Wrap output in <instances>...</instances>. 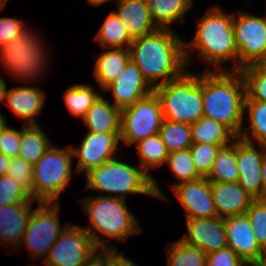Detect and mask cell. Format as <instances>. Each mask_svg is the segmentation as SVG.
<instances>
[{
    "instance_id": "1",
    "label": "cell",
    "mask_w": 266,
    "mask_h": 266,
    "mask_svg": "<svg viewBox=\"0 0 266 266\" xmlns=\"http://www.w3.org/2000/svg\"><path fill=\"white\" fill-rule=\"evenodd\" d=\"M184 42L175 30L158 28L151 34L133 39L129 47L131 60L155 88L187 71Z\"/></svg>"
},
{
    "instance_id": "2",
    "label": "cell",
    "mask_w": 266,
    "mask_h": 266,
    "mask_svg": "<svg viewBox=\"0 0 266 266\" xmlns=\"http://www.w3.org/2000/svg\"><path fill=\"white\" fill-rule=\"evenodd\" d=\"M187 66L194 61L197 53L199 61L213 68L205 70L238 71V51L235 45L233 14L224 12L218 5L211 7L197 20L196 31L190 42H184ZM192 54V55H191ZM232 62L224 67L225 62Z\"/></svg>"
},
{
    "instance_id": "3",
    "label": "cell",
    "mask_w": 266,
    "mask_h": 266,
    "mask_svg": "<svg viewBox=\"0 0 266 266\" xmlns=\"http://www.w3.org/2000/svg\"><path fill=\"white\" fill-rule=\"evenodd\" d=\"M245 82L240 71L202 73L203 116L216 120L239 136L244 121Z\"/></svg>"
},
{
    "instance_id": "4",
    "label": "cell",
    "mask_w": 266,
    "mask_h": 266,
    "mask_svg": "<svg viewBox=\"0 0 266 266\" xmlns=\"http://www.w3.org/2000/svg\"><path fill=\"white\" fill-rule=\"evenodd\" d=\"M84 175V190L102 192V196L126 200L128 194H134L153 196L168 203L171 201L161 191L153 175L148 174L140 165L123 162L122 157L115 156Z\"/></svg>"
},
{
    "instance_id": "5",
    "label": "cell",
    "mask_w": 266,
    "mask_h": 266,
    "mask_svg": "<svg viewBox=\"0 0 266 266\" xmlns=\"http://www.w3.org/2000/svg\"><path fill=\"white\" fill-rule=\"evenodd\" d=\"M80 203L90 221V226L83 228L89 233L97 248H116L110 243L109 238L124 243L129 236L143 231L124 199L98 194L83 197Z\"/></svg>"
},
{
    "instance_id": "6",
    "label": "cell",
    "mask_w": 266,
    "mask_h": 266,
    "mask_svg": "<svg viewBox=\"0 0 266 266\" xmlns=\"http://www.w3.org/2000/svg\"><path fill=\"white\" fill-rule=\"evenodd\" d=\"M164 119L185 124L203 117L202 73L188 70L179 78L154 88Z\"/></svg>"
},
{
    "instance_id": "7",
    "label": "cell",
    "mask_w": 266,
    "mask_h": 266,
    "mask_svg": "<svg viewBox=\"0 0 266 266\" xmlns=\"http://www.w3.org/2000/svg\"><path fill=\"white\" fill-rule=\"evenodd\" d=\"M37 32L27 28L0 49V64L9 76L19 82H35L43 77L49 57ZM40 77V78H39Z\"/></svg>"
},
{
    "instance_id": "8",
    "label": "cell",
    "mask_w": 266,
    "mask_h": 266,
    "mask_svg": "<svg viewBox=\"0 0 266 266\" xmlns=\"http://www.w3.org/2000/svg\"><path fill=\"white\" fill-rule=\"evenodd\" d=\"M68 146L52 144L34 165L33 199L38 203L59 202L61 194L70 184L73 152L71 145Z\"/></svg>"
},
{
    "instance_id": "9",
    "label": "cell",
    "mask_w": 266,
    "mask_h": 266,
    "mask_svg": "<svg viewBox=\"0 0 266 266\" xmlns=\"http://www.w3.org/2000/svg\"><path fill=\"white\" fill-rule=\"evenodd\" d=\"M32 210L26 232L18 248L23 244L32 258L45 259L51 246L69 224L61 229L59 202H39Z\"/></svg>"
},
{
    "instance_id": "10",
    "label": "cell",
    "mask_w": 266,
    "mask_h": 266,
    "mask_svg": "<svg viewBox=\"0 0 266 266\" xmlns=\"http://www.w3.org/2000/svg\"><path fill=\"white\" fill-rule=\"evenodd\" d=\"M164 117L155 92L121 109L120 140L124 145L159 134Z\"/></svg>"
},
{
    "instance_id": "11",
    "label": "cell",
    "mask_w": 266,
    "mask_h": 266,
    "mask_svg": "<svg viewBox=\"0 0 266 266\" xmlns=\"http://www.w3.org/2000/svg\"><path fill=\"white\" fill-rule=\"evenodd\" d=\"M232 13L238 71L246 66L266 64V17L243 10Z\"/></svg>"
},
{
    "instance_id": "12",
    "label": "cell",
    "mask_w": 266,
    "mask_h": 266,
    "mask_svg": "<svg viewBox=\"0 0 266 266\" xmlns=\"http://www.w3.org/2000/svg\"><path fill=\"white\" fill-rule=\"evenodd\" d=\"M96 249L83 226L69 223L42 262L45 266H83Z\"/></svg>"
},
{
    "instance_id": "13",
    "label": "cell",
    "mask_w": 266,
    "mask_h": 266,
    "mask_svg": "<svg viewBox=\"0 0 266 266\" xmlns=\"http://www.w3.org/2000/svg\"><path fill=\"white\" fill-rule=\"evenodd\" d=\"M78 147L71 146L73 157L78 160L76 173H87L117 154L120 147V133L87 132Z\"/></svg>"
},
{
    "instance_id": "14",
    "label": "cell",
    "mask_w": 266,
    "mask_h": 266,
    "mask_svg": "<svg viewBox=\"0 0 266 266\" xmlns=\"http://www.w3.org/2000/svg\"><path fill=\"white\" fill-rule=\"evenodd\" d=\"M171 185V186H170ZM181 203L185 218H211L217 216L210 182L206 177L193 181L169 184Z\"/></svg>"
},
{
    "instance_id": "15",
    "label": "cell",
    "mask_w": 266,
    "mask_h": 266,
    "mask_svg": "<svg viewBox=\"0 0 266 266\" xmlns=\"http://www.w3.org/2000/svg\"><path fill=\"white\" fill-rule=\"evenodd\" d=\"M265 156L266 146L251 143L238 136L236 137V159L239 171L238 183L251 196L259 200H261L262 184L261 163Z\"/></svg>"
},
{
    "instance_id": "16",
    "label": "cell",
    "mask_w": 266,
    "mask_h": 266,
    "mask_svg": "<svg viewBox=\"0 0 266 266\" xmlns=\"http://www.w3.org/2000/svg\"><path fill=\"white\" fill-rule=\"evenodd\" d=\"M227 246L246 264L257 265L266 253L256 241L246 213L224 218Z\"/></svg>"
},
{
    "instance_id": "17",
    "label": "cell",
    "mask_w": 266,
    "mask_h": 266,
    "mask_svg": "<svg viewBox=\"0 0 266 266\" xmlns=\"http://www.w3.org/2000/svg\"><path fill=\"white\" fill-rule=\"evenodd\" d=\"M186 234L180 239L191 246L203 250L206 254L227 247L224 218H186Z\"/></svg>"
},
{
    "instance_id": "18",
    "label": "cell",
    "mask_w": 266,
    "mask_h": 266,
    "mask_svg": "<svg viewBox=\"0 0 266 266\" xmlns=\"http://www.w3.org/2000/svg\"><path fill=\"white\" fill-rule=\"evenodd\" d=\"M105 91L112 92L113 104L122 109L154 92V88L142 75L141 70L130 60L119 78L109 84Z\"/></svg>"
},
{
    "instance_id": "19",
    "label": "cell",
    "mask_w": 266,
    "mask_h": 266,
    "mask_svg": "<svg viewBox=\"0 0 266 266\" xmlns=\"http://www.w3.org/2000/svg\"><path fill=\"white\" fill-rule=\"evenodd\" d=\"M45 100L44 90L26 84L10 89L7 87L4 102L16 116L26 120L25 125H39L35 118L41 114Z\"/></svg>"
},
{
    "instance_id": "20",
    "label": "cell",
    "mask_w": 266,
    "mask_h": 266,
    "mask_svg": "<svg viewBox=\"0 0 266 266\" xmlns=\"http://www.w3.org/2000/svg\"><path fill=\"white\" fill-rule=\"evenodd\" d=\"M32 204L18 203L0 207V244L7 250L8 247L13 251L18 250L33 210Z\"/></svg>"
},
{
    "instance_id": "21",
    "label": "cell",
    "mask_w": 266,
    "mask_h": 266,
    "mask_svg": "<svg viewBox=\"0 0 266 266\" xmlns=\"http://www.w3.org/2000/svg\"><path fill=\"white\" fill-rule=\"evenodd\" d=\"M217 216L226 218L244 214L255 200L238 182H210Z\"/></svg>"
},
{
    "instance_id": "22",
    "label": "cell",
    "mask_w": 266,
    "mask_h": 266,
    "mask_svg": "<svg viewBox=\"0 0 266 266\" xmlns=\"http://www.w3.org/2000/svg\"><path fill=\"white\" fill-rule=\"evenodd\" d=\"M115 6V13L133 39L151 34L158 29L145 0H116Z\"/></svg>"
},
{
    "instance_id": "23",
    "label": "cell",
    "mask_w": 266,
    "mask_h": 266,
    "mask_svg": "<svg viewBox=\"0 0 266 266\" xmlns=\"http://www.w3.org/2000/svg\"><path fill=\"white\" fill-rule=\"evenodd\" d=\"M82 120L88 132L120 133L121 109L101 95Z\"/></svg>"
},
{
    "instance_id": "24",
    "label": "cell",
    "mask_w": 266,
    "mask_h": 266,
    "mask_svg": "<svg viewBox=\"0 0 266 266\" xmlns=\"http://www.w3.org/2000/svg\"><path fill=\"white\" fill-rule=\"evenodd\" d=\"M103 50L106 51L98 55L93 72L95 81L102 90L119 78L131 60L129 49L103 48Z\"/></svg>"
},
{
    "instance_id": "25",
    "label": "cell",
    "mask_w": 266,
    "mask_h": 266,
    "mask_svg": "<svg viewBox=\"0 0 266 266\" xmlns=\"http://www.w3.org/2000/svg\"><path fill=\"white\" fill-rule=\"evenodd\" d=\"M150 16L159 29H172L175 22L185 23L194 0H145Z\"/></svg>"
},
{
    "instance_id": "26",
    "label": "cell",
    "mask_w": 266,
    "mask_h": 266,
    "mask_svg": "<svg viewBox=\"0 0 266 266\" xmlns=\"http://www.w3.org/2000/svg\"><path fill=\"white\" fill-rule=\"evenodd\" d=\"M52 142L39 125H22L21 145L18 156L35 165L39 158L50 148Z\"/></svg>"
},
{
    "instance_id": "27",
    "label": "cell",
    "mask_w": 266,
    "mask_h": 266,
    "mask_svg": "<svg viewBox=\"0 0 266 266\" xmlns=\"http://www.w3.org/2000/svg\"><path fill=\"white\" fill-rule=\"evenodd\" d=\"M244 115H246L249 125L247 128L242 127L238 137L251 143L266 146V103L245 100Z\"/></svg>"
},
{
    "instance_id": "28",
    "label": "cell",
    "mask_w": 266,
    "mask_h": 266,
    "mask_svg": "<svg viewBox=\"0 0 266 266\" xmlns=\"http://www.w3.org/2000/svg\"><path fill=\"white\" fill-rule=\"evenodd\" d=\"M192 143L230 145L237 137L229 128L214 119L201 117L191 124Z\"/></svg>"
},
{
    "instance_id": "29",
    "label": "cell",
    "mask_w": 266,
    "mask_h": 266,
    "mask_svg": "<svg viewBox=\"0 0 266 266\" xmlns=\"http://www.w3.org/2000/svg\"><path fill=\"white\" fill-rule=\"evenodd\" d=\"M239 171L236 159V138L228 146H223L217 152L213 165L206 176L209 182L236 183Z\"/></svg>"
},
{
    "instance_id": "30",
    "label": "cell",
    "mask_w": 266,
    "mask_h": 266,
    "mask_svg": "<svg viewBox=\"0 0 266 266\" xmlns=\"http://www.w3.org/2000/svg\"><path fill=\"white\" fill-rule=\"evenodd\" d=\"M95 40L102 48L129 49L133 38L128 34L118 15L112 10L100 26Z\"/></svg>"
},
{
    "instance_id": "31",
    "label": "cell",
    "mask_w": 266,
    "mask_h": 266,
    "mask_svg": "<svg viewBox=\"0 0 266 266\" xmlns=\"http://www.w3.org/2000/svg\"><path fill=\"white\" fill-rule=\"evenodd\" d=\"M101 94L89 84L70 85L63 92V99L66 108L77 118L83 119L88 109L95 103Z\"/></svg>"
},
{
    "instance_id": "32",
    "label": "cell",
    "mask_w": 266,
    "mask_h": 266,
    "mask_svg": "<svg viewBox=\"0 0 266 266\" xmlns=\"http://www.w3.org/2000/svg\"><path fill=\"white\" fill-rule=\"evenodd\" d=\"M140 165L148 174L149 170L160 168L167 161L169 152L159 134L147 137L135 143Z\"/></svg>"
},
{
    "instance_id": "33",
    "label": "cell",
    "mask_w": 266,
    "mask_h": 266,
    "mask_svg": "<svg viewBox=\"0 0 266 266\" xmlns=\"http://www.w3.org/2000/svg\"><path fill=\"white\" fill-rule=\"evenodd\" d=\"M167 266H206L207 254L181 239L166 246Z\"/></svg>"
},
{
    "instance_id": "34",
    "label": "cell",
    "mask_w": 266,
    "mask_h": 266,
    "mask_svg": "<svg viewBox=\"0 0 266 266\" xmlns=\"http://www.w3.org/2000/svg\"><path fill=\"white\" fill-rule=\"evenodd\" d=\"M159 135L169 153L189 149L193 144L189 124L164 119Z\"/></svg>"
},
{
    "instance_id": "35",
    "label": "cell",
    "mask_w": 266,
    "mask_h": 266,
    "mask_svg": "<svg viewBox=\"0 0 266 266\" xmlns=\"http://www.w3.org/2000/svg\"><path fill=\"white\" fill-rule=\"evenodd\" d=\"M240 73L245 82V100L266 103V64L246 66Z\"/></svg>"
},
{
    "instance_id": "36",
    "label": "cell",
    "mask_w": 266,
    "mask_h": 266,
    "mask_svg": "<svg viewBox=\"0 0 266 266\" xmlns=\"http://www.w3.org/2000/svg\"><path fill=\"white\" fill-rule=\"evenodd\" d=\"M165 164H167L175 179L179 180L176 183L201 178L197 173L189 149L169 153Z\"/></svg>"
},
{
    "instance_id": "37",
    "label": "cell",
    "mask_w": 266,
    "mask_h": 266,
    "mask_svg": "<svg viewBox=\"0 0 266 266\" xmlns=\"http://www.w3.org/2000/svg\"><path fill=\"white\" fill-rule=\"evenodd\" d=\"M31 194L8 174L0 176V207L18 203H34Z\"/></svg>"
},
{
    "instance_id": "38",
    "label": "cell",
    "mask_w": 266,
    "mask_h": 266,
    "mask_svg": "<svg viewBox=\"0 0 266 266\" xmlns=\"http://www.w3.org/2000/svg\"><path fill=\"white\" fill-rule=\"evenodd\" d=\"M223 144L193 143L189 148L197 173L206 177Z\"/></svg>"
},
{
    "instance_id": "39",
    "label": "cell",
    "mask_w": 266,
    "mask_h": 266,
    "mask_svg": "<svg viewBox=\"0 0 266 266\" xmlns=\"http://www.w3.org/2000/svg\"><path fill=\"white\" fill-rule=\"evenodd\" d=\"M259 246L266 252V201L255 199L245 212Z\"/></svg>"
},
{
    "instance_id": "40",
    "label": "cell",
    "mask_w": 266,
    "mask_h": 266,
    "mask_svg": "<svg viewBox=\"0 0 266 266\" xmlns=\"http://www.w3.org/2000/svg\"><path fill=\"white\" fill-rule=\"evenodd\" d=\"M6 174L14 178L20 185H22L33 198V164L26 162L19 156L12 157Z\"/></svg>"
},
{
    "instance_id": "41",
    "label": "cell",
    "mask_w": 266,
    "mask_h": 266,
    "mask_svg": "<svg viewBox=\"0 0 266 266\" xmlns=\"http://www.w3.org/2000/svg\"><path fill=\"white\" fill-rule=\"evenodd\" d=\"M25 24L20 18L0 17V49L22 34L27 29Z\"/></svg>"
},
{
    "instance_id": "42",
    "label": "cell",
    "mask_w": 266,
    "mask_h": 266,
    "mask_svg": "<svg viewBox=\"0 0 266 266\" xmlns=\"http://www.w3.org/2000/svg\"><path fill=\"white\" fill-rule=\"evenodd\" d=\"M21 145V130L6 125L0 132V152L9 157L18 156Z\"/></svg>"
},
{
    "instance_id": "43",
    "label": "cell",
    "mask_w": 266,
    "mask_h": 266,
    "mask_svg": "<svg viewBox=\"0 0 266 266\" xmlns=\"http://www.w3.org/2000/svg\"><path fill=\"white\" fill-rule=\"evenodd\" d=\"M206 266H249L230 247L207 254Z\"/></svg>"
},
{
    "instance_id": "44",
    "label": "cell",
    "mask_w": 266,
    "mask_h": 266,
    "mask_svg": "<svg viewBox=\"0 0 266 266\" xmlns=\"http://www.w3.org/2000/svg\"><path fill=\"white\" fill-rule=\"evenodd\" d=\"M112 248H97L83 266H111Z\"/></svg>"
},
{
    "instance_id": "45",
    "label": "cell",
    "mask_w": 266,
    "mask_h": 266,
    "mask_svg": "<svg viewBox=\"0 0 266 266\" xmlns=\"http://www.w3.org/2000/svg\"><path fill=\"white\" fill-rule=\"evenodd\" d=\"M118 248H112L111 266H139L127 256L125 257Z\"/></svg>"
},
{
    "instance_id": "46",
    "label": "cell",
    "mask_w": 266,
    "mask_h": 266,
    "mask_svg": "<svg viewBox=\"0 0 266 266\" xmlns=\"http://www.w3.org/2000/svg\"><path fill=\"white\" fill-rule=\"evenodd\" d=\"M261 200L266 201V156L261 163Z\"/></svg>"
},
{
    "instance_id": "47",
    "label": "cell",
    "mask_w": 266,
    "mask_h": 266,
    "mask_svg": "<svg viewBox=\"0 0 266 266\" xmlns=\"http://www.w3.org/2000/svg\"><path fill=\"white\" fill-rule=\"evenodd\" d=\"M10 161H11V157L6 156L0 152V176L6 174Z\"/></svg>"
},
{
    "instance_id": "48",
    "label": "cell",
    "mask_w": 266,
    "mask_h": 266,
    "mask_svg": "<svg viewBox=\"0 0 266 266\" xmlns=\"http://www.w3.org/2000/svg\"><path fill=\"white\" fill-rule=\"evenodd\" d=\"M6 89H7V84L5 80L2 77H0V105L4 103Z\"/></svg>"
},
{
    "instance_id": "49",
    "label": "cell",
    "mask_w": 266,
    "mask_h": 266,
    "mask_svg": "<svg viewBox=\"0 0 266 266\" xmlns=\"http://www.w3.org/2000/svg\"><path fill=\"white\" fill-rule=\"evenodd\" d=\"M109 1H112V0H87V3L90 6H100L104 3L105 4L108 3ZM114 1H116V0H114Z\"/></svg>"
},
{
    "instance_id": "50",
    "label": "cell",
    "mask_w": 266,
    "mask_h": 266,
    "mask_svg": "<svg viewBox=\"0 0 266 266\" xmlns=\"http://www.w3.org/2000/svg\"><path fill=\"white\" fill-rule=\"evenodd\" d=\"M7 124V118L4 116V113L0 111V132L6 127Z\"/></svg>"
},
{
    "instance_id": "51",
    "label": "cell",
    "mask_w": 266,
    "mask_h": 266,
    "mask_svg": "<svg viewBox=\"0 0 266 266\" xmlns=\"http://www.w3.org/2000/svg\"><path fill=\"white\" fill-rule=\"evenodd\" d=\"M257 266H266V253L263 255V257L260 259Z\"/></svg>"
},
{
    "instance_id": "52",
    "label": "cell",
    "mask_w": 266,
    "mask_h": 266,
    "mask_svg": "<svg viewBox=\"0 0 266 266\" xmlns=\"http://www.w3.org/2000/svg\"><path fill=\"white\" fill-rule=\"evenodd\" d=\"M8 0H0V7H5Z\"/></svg>"
}]
</instances>
